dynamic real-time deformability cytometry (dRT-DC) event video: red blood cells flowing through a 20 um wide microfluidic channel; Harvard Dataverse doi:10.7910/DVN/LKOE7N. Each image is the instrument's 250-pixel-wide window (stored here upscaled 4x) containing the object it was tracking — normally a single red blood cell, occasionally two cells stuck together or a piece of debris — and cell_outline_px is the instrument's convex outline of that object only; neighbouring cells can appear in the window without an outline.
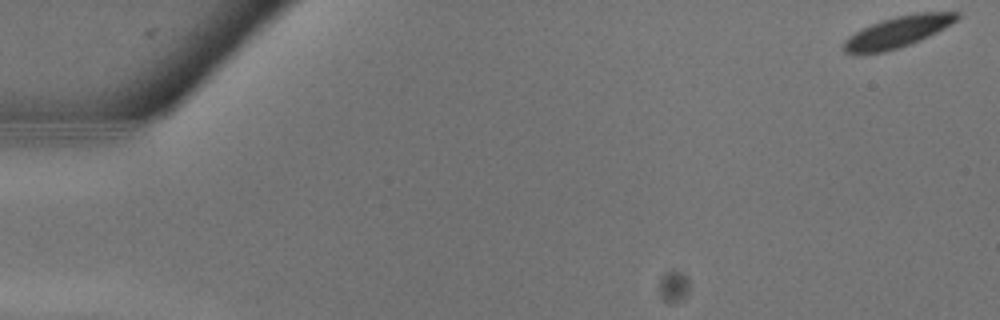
{"species": "common noctule bat (a hibernating species)", "species_latin": "Nyctalus noctula", "temperature_condition": "warm", "stored_images_in_passage": 29, "camera_frame_rate_fps": 3000, "um_per_image_px": 0.085, "animal": {"sex": "male", "body_mass_g": 13.3}, "frame": {"image": 1, "passage_image": 1, "time_ms": 0.0, "image_size_px": [1000, 320], "cell_outline_px": [[960, 16], [956, 20], [944, 28], [920, 40], [884, 52], [860, 56], [852, 56], [844, 52], [840, 48], [844, 40], [848, 36], [872, 24], [896, 16], [916, 12], [960, 12]], "centroid_in_image_um": [76.21, 2.75], "position_along_channel_um": 8.8, "area_um2": 20.75}}
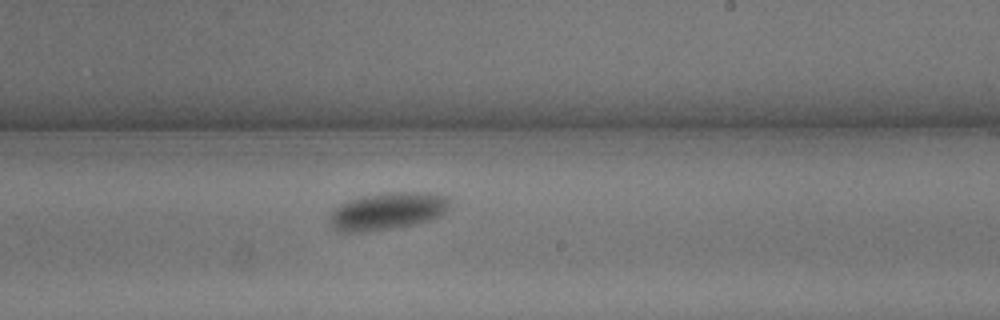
{"frame": {"image": 2, "passage_image": 18, "time_ms": 5.667, "image_size_px": [1000, 320], "cell_outline_px": [[452, 200], [444, 212], [440, 216], [432, 220], [416, 224], [392, 228], [364, 232], [340, 232], [332, 224], [332, 212], [340, 204], [348, 200], [360, 196], [384, 192], [436, 192], [448, 196]], "centroid_in_image_um": [33.02, 17.92], "position_along_channel_um": 256.0, "area_um2": 26.3}}
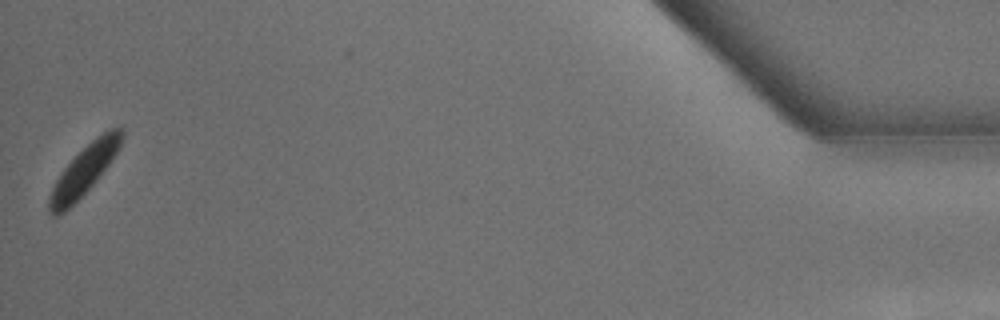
{"frame": {"image": 3, "passage_image": 29, "time_ms": 9.333, "image_size_px": [1000, 320], "cell_outline_px": [[124, 136], [120, 148], [108, 164], [92, 184], [64, 212], [56, 216], [52, 216], [48, 212], [48, 196], [56, 180], [64, 168], [96, 136], [112, 128], [124, 128]], "centroid_in_image_um": [7.14, 14.47], "position_along_channel_um": 428.1, "area_um2": 20.17}}